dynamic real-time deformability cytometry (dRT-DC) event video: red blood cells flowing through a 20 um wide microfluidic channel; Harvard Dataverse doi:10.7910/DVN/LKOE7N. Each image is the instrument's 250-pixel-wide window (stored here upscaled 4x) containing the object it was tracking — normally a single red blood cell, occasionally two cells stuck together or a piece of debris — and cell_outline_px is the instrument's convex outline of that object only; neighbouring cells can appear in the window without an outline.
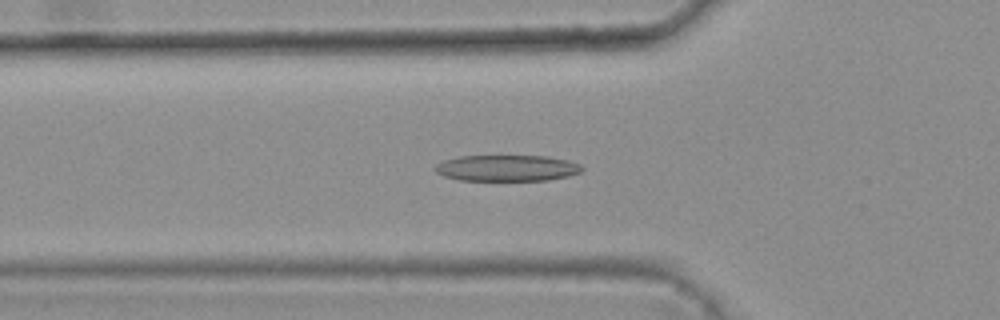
{"species": "common noctule bat (a hibernating species)", "species_latin": "Nyctalus noctula", "temperature_condition": "warm", "stored_images_in_passage": 36, "camera_frame_rate_fps": 3000, "um_per_image_px": 0.085, "animal": {"sex": "female", "body_mass_g": 25.1}, "frame": {"image": 1, "passage_image": 9, "time_ms": 2.667, "image_size_px": [1000, 320], "cell_outline_px": [[584, 168], [580, 172], [568, 176], [548, 180], [460, 180], [444, 176], [436, 172], [436, 164], [444, 160], [460, 156], [548, 156], [568, 160], [580, 164]], "centroid_in_image_um": [43.11, 14.28], "position_along_channel_um": 82.7, "area_um2": 22.31}}
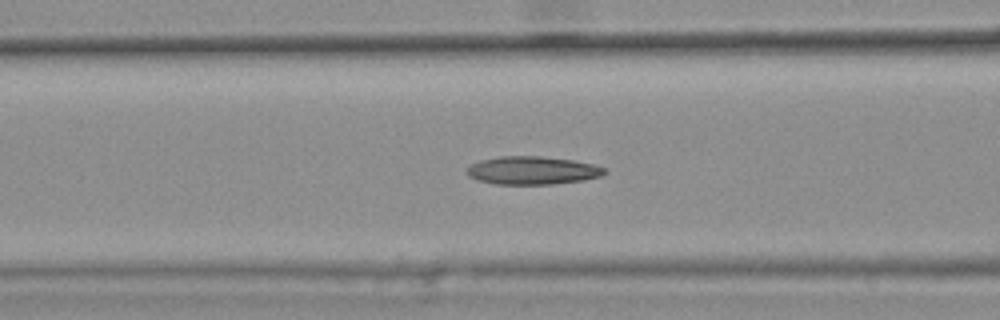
{"frame": {"image": 2, "passage_image": 12, "time_ms": 3.667, "image_size_px": [1000, 320], "cell_outline_px": [[608, 172], [600, 176], [584, 180], [552, 184], [496, 184], [476, 180], [468, 176], [468, 168], [472, 164], [480, 160], [500, 156], [540, 156], [572, 160], [592, 164], [604, 168]], "centroid_in_image_um": [45.25, 14.49], "position_along_channel_um": 121.4, "area_um2": 22.43}}
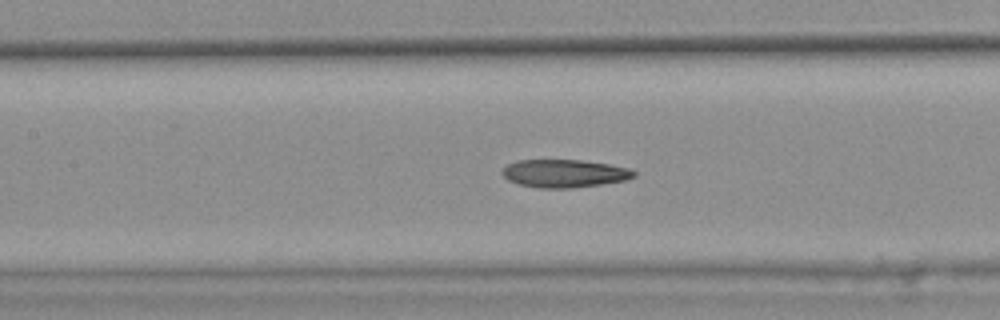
{"frame": {"image": 3, "passage_image": 15, "time_ms": 4.667, "image_size_px": [1000, 320], "cell_outline_px": [[636, 176], [624, 180], [600, 184], [572, 188], [540, 188], [520, 184], [508, 180], [500, 172], [508, 164], [520, 160], [580, 160], [608, 164], [632, 168], [636, 172]], "centroid_in_image_um": [47.99, 14.74], "position_along_channel_um": 159.4, "area_um2": 21.33}, "authors_computed_cell_mechanics": {"area_um2": 21.9062, "velocity_mm_per_s": 3.804, "shape_relaxation_time_tau1_ms": null, "shape_relaxation_time_tau2_ms": 5.6097, "deformation_change_tau1": null, "deformation_change_tau2": 0.1235}}